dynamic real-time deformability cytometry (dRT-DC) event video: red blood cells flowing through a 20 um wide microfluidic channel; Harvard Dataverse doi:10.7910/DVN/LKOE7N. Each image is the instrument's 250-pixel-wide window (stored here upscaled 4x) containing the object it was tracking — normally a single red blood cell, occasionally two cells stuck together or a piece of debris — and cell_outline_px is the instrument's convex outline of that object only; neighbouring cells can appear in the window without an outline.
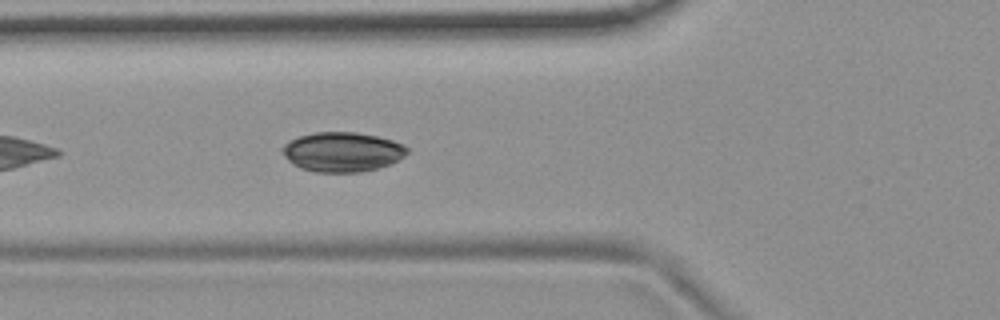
{"species": "common noctule bat (a hibernating species)", "species_latin": "Nyctalus noctula", "temperature_condition": "room temperature", "stored_images_in_passage": 6, "camera_frame_rate_fps": 3000, "um_per_image_px": 0.085, "animal": {"sex": "female", "body_mass_g": 19.9}, "frame": {"image": 1, "passage_image": 6, "time_ms": 1.667, "image_size_px": [1000, 320], "cell_outline_px": [[408, 152], [404, 156], [392, 164], [360, 172], [316, 172], [300, 168], [292, 164], [280, 152], [280, 148], [288, 140], [300, 136], [316, 132], [356, 132], [376, 136], [392, 140], [404, 144], [408, 148]], "centroid_in_image_um": [29.07, 12.91], "position_along_channel_um": 96.7, "area_um2": 29.02}}